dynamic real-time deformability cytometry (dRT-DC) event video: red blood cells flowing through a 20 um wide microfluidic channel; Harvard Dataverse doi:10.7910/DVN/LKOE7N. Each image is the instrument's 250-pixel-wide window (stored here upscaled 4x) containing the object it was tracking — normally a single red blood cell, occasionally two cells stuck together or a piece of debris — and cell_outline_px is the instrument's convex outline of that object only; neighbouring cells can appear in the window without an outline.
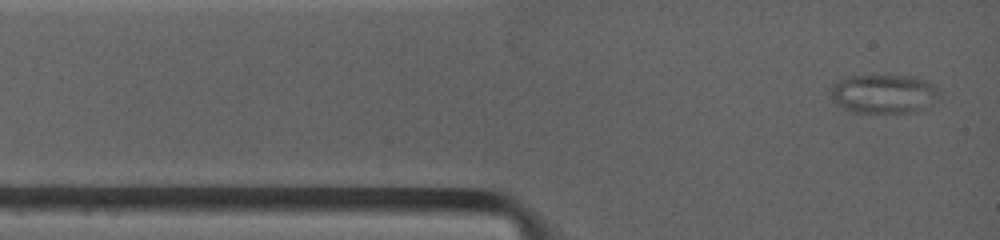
{"species": "common noctule bat (a hibernating species)", "species_latin": "Nyctalus noctula", "temperature_condition": "warm", "stored_images_in_passage": 3, "camera_frame_rate_fps": 4500, "um_per_image_px": 0.085, "animal": {"sex": "female", "body_mass_g": 19.0, "forearm_length_mm": 53.3}, "frame": {"image": 1, "passage_image": 1, "time_ms": 0.0, "image_size_px": [1000, 240], "cell_outline_px": [[940, 92], [936, 96], [916, 112], [852, 112], [844, 108], [832, 100], [828, 88], [832, 84], [844, 76], [912, 76], [928, 80], [940, 88]], "centroid_in_image_um": [75.05, 7.95], "position_along_channel_um": 10.0, "area_um2": 24.57}}